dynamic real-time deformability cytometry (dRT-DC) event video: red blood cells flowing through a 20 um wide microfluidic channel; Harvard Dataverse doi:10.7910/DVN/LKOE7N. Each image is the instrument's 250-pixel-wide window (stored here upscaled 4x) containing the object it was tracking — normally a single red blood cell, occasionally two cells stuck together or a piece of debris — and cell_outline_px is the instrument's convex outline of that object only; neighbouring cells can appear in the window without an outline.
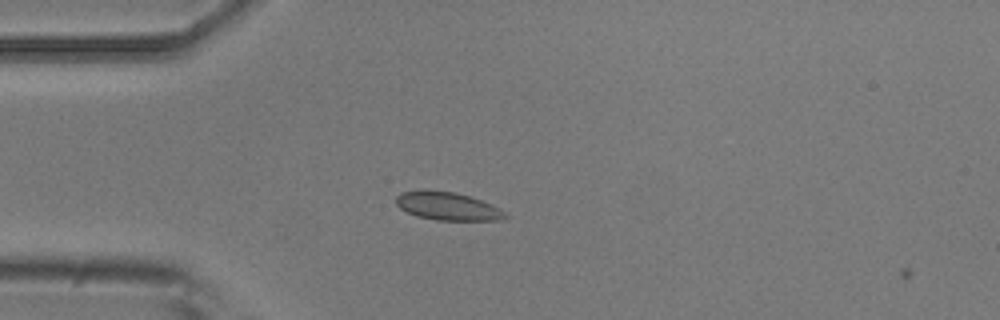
{"species": "common noctule bat (a hibernating species)", "species_latin": "Nyctalus noctula", "temperature_condition": "room temperature", "stored_images_in_passage": 4, "camera_frame_rate_fps": 3000, "um_per_image_px": 0.085, "animal": {"sex": "male", "body_mass_g": 20.5, "forearm_length_mm": 52.5}, "frame": {"image": 1, "passage_image": 3, "time_ms": 0.667, "image_size_px": [1000, 320], "cell_outline_px": [[508, 216], [500, 220], [436, 220], [416, 216], [400, 208], [396, 204], [396, 196], [400, 192], [424, 188], [452, 192], [468, 196], [492, 204], [500, 208]], "centroid_in_image_um": [37.99, 17.5], "position_along_channel_um": 47.0, "area_um2": 18.03}}